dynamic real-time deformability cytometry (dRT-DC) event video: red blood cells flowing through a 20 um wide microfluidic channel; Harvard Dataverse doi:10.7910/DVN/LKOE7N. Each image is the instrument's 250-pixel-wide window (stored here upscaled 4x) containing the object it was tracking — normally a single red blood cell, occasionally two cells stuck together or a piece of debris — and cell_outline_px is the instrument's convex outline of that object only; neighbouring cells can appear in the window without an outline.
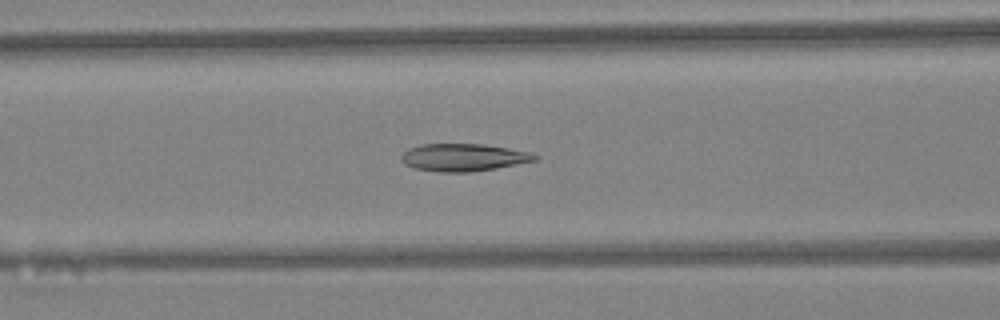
{"species": "Egyptian fruit bat (a non-hibernating species)", "species_latin": "Rousettus aegyptiacus", "temperature_condition": "warm", "stored_images_in_passage": 35, "camera_frame_rate_fps": 3000, "um_per_image_px": 0.085, "animal": {"sex": "female"}, "frame": {"image": 1, "passage_image": 8, "time_ms": 2.333, "image_size_px": [1000, 320], "cell_outline_px": [[540, 156], [536, 160], [496, 168], [472, 172], [440, 172], [416, 168], [404, 164], [400, 160], [400, 156], [408, 148], [420, 144], [484, 144], [508, 148], [528, 152]], "centroid_in_image_um": [39.36, 13.37], "position_along_channel_um": 127.2, "area_um2": 21.39}}
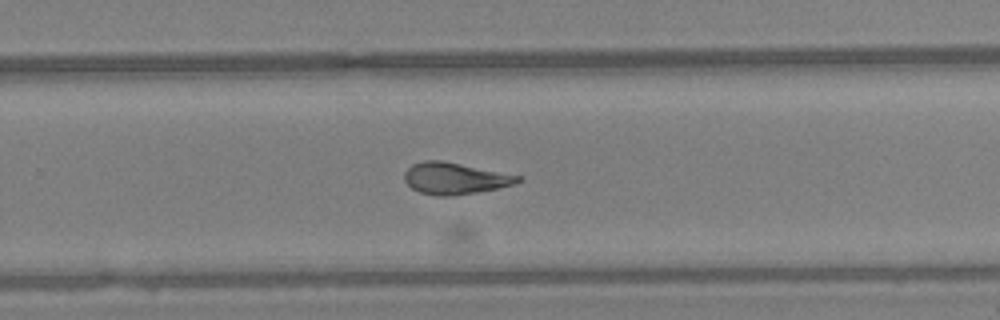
{"frame": {"image": 2, "passage_image": 19, "time_ms": 6.0, "image_size_px": [1000, 320], "cell_outline_px": [[524, 180], [516, 184], [476, 192], [452, 196], [436, 196], [420, 192], [412, 188], [404, 180], [404, 172], [412, 164], [424, 160], [440, 160], [524, 176]], "centroid_in_image_um": [38.69, 15.16], "position_along_channel_um": 291.1, "area_um2": 20.98}}
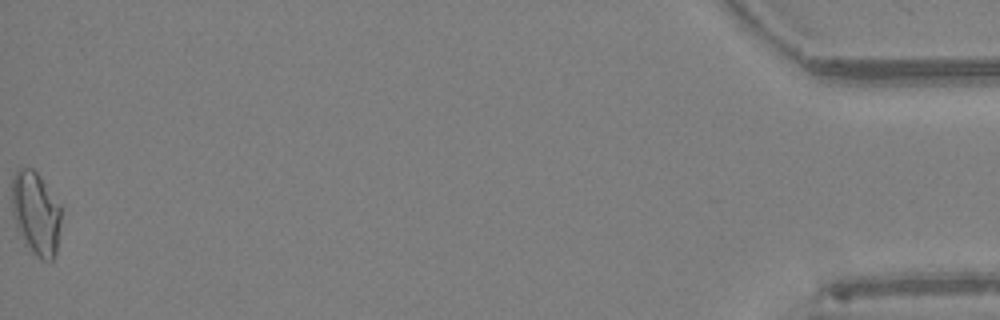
{"frame": {"image": 3, "passage_image": 35, "time_ms": 11.333, "image_size_px": [1000, 320], "cell_outline_px": [[60, 224], [56, 252], [52, 260], [40, 260], [24, 244], [20, 236], [12, 212], [12, 176], [16, 168], [32, 168], [36, 172], [60, 204]], "centroid_in_image_um": [3.03, 18.13], "position_along_channel_um": 432.2, "area_um2": 23.93}, "authors_computed_cell_mechanics": {"area_um2": 21.0392, "velocity_mm_per_s": 4.4992, "shape_relaxation_time_tau1_ms": null, "shape_relaxation_time_tau2_ms": 1.9562, "deformation_change_tau1": null, "deformation_change_tau2": 0.0779}}